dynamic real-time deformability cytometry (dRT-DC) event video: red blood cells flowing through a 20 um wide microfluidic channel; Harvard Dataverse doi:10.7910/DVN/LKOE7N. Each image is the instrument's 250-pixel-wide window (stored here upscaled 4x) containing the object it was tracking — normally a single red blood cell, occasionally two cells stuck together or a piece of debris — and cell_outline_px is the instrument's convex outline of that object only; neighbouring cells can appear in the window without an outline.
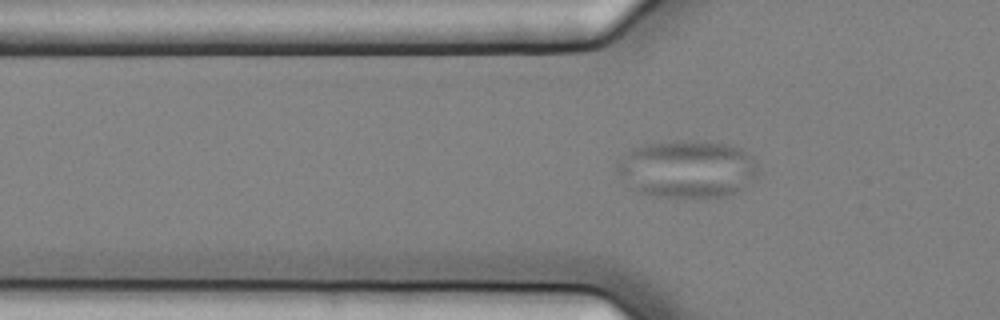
{"species": "common noctule bat (a hibernating species)", "species_latin": "Nyctalus noctula", "temperature_condition": "cold", "stored_images_in_passage": 46, "camera_frame_rate_fps": 3000, "um_per_image_px": 0.085, "animal": {"sex": "female", "body_mass_g": 25.1}, "frame": {"image": 1, "passage_image": 8, "time_ms": 2.333, "image_size_px": [1000, 320], "cell_outline_px": [[760, 172], [756, 180], [724, 196], [652, 196], [636, 192], [632, 188], [616, 168], [616, 160], [632, 148], [648, 144], [728, 144], [740, 148], [752, 156]], "centroid_in_image_um": [58.42, 14.41], "position_along_channel_um": 67.4, "area_um2": 45.78}}
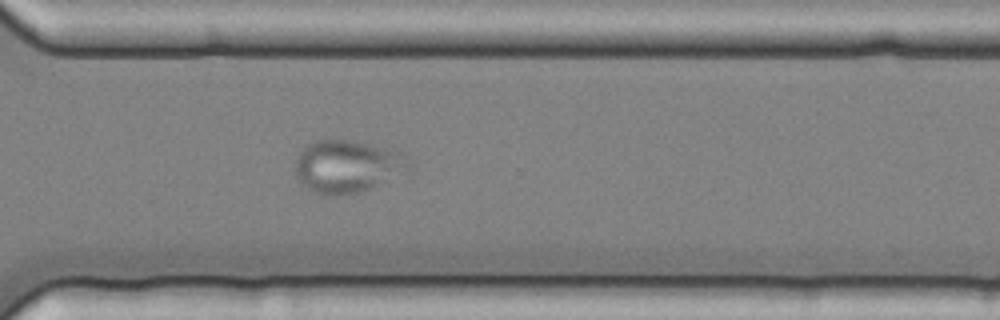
{"frame": {"image": 2, "passage_image": 31, "time_ms": 10.0, "image_size_px": [1000, 320], "cell_outline_px": [[408, 164], [368, 188], [356, 192], [316, 192], [308, 188], [296, 176], [296, 156], [308, 144], [316, 140], [352, 140], [384, 148], [408, 156]], "centroid_in_image_um": [29.37, 14.06], "position_along_channel_um": 341.2, "area_um2": 32.31}}
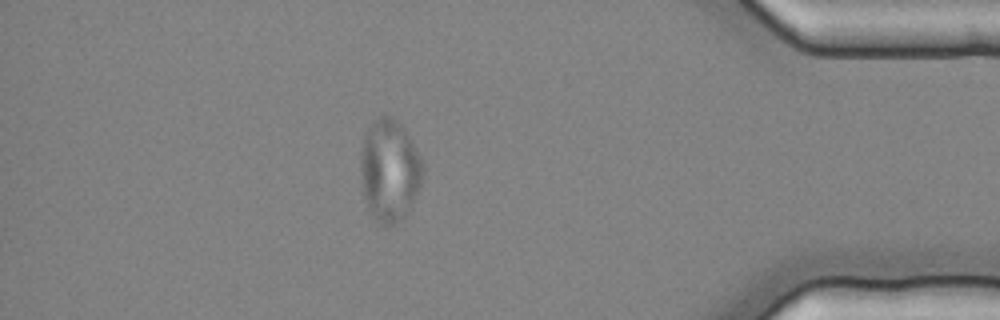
{"frame": {"image": 3, "passage_image": 39, "time_ms": 12.667, "image_size_px": [1000, 320], "cell_outline_px": [[424, 172], [420, 184], [404, 216], [396, 224], [388, 228], [384, 228], [376, 224], [372, 220], [364, 196], [360, 172], [360, 156], [364, 132], [372, 120], [380, 116], [392, 116], [404, 128], [420, 156], [424, 164]], "centroid_in_image_um": [33.07, 14.5], "position_along_channel_um": 402.1, "area_um2": 37.51}}